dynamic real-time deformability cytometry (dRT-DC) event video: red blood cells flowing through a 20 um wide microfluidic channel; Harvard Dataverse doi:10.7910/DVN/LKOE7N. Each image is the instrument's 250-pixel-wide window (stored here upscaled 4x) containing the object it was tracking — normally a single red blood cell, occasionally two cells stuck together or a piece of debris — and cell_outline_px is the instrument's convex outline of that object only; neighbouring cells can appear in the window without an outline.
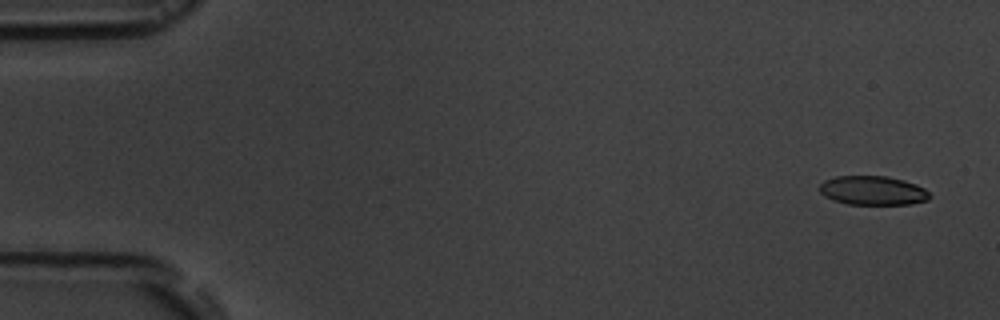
{"species": "common noctule bat (a hibernating species)", "species_latin": "Nyctalus noctula", "temperature_condition": "room temperature", "stored_images_in_passage": 5, "camera_frame_rate_fps": 3000, "um_per_image_px": 0.085, "animal": {"sex": "male", "body_mass_g": 19.5, "forearm_length_mm": 54.6}, "frame": {"image": 1, "passage_image": 1, "time_ms": 0.0, "image_size_px": [1000, 320], "cell_outline_px": [[932, 196], [928, 200], [912, 204], [848, 204], [832, 200], [824, 196], [820, 192], [820, 184], [824, 180], [836, 176], [888, 176], [904, 180], [916, 184], [924, 188]], "centroid_in_image_um": [74.2, 16.19], "position_along_channel_um": 10.8, "area_um2": 18.79}}
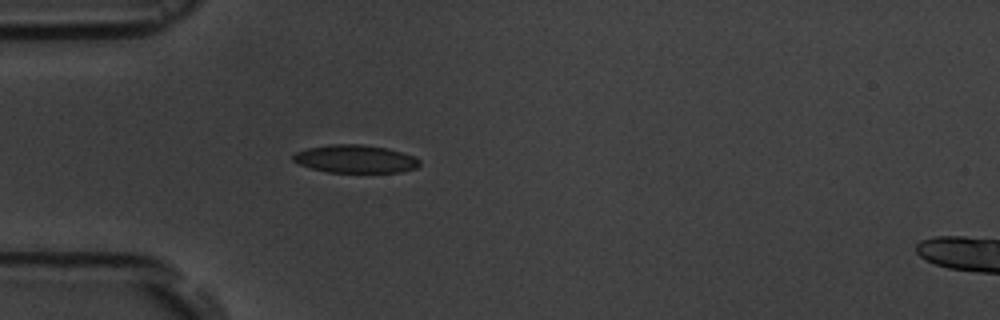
{"frame": {"image": 2, "passage_image": 5, "time_ms": 4.667, "image_size_px": [1000, 320], "cell_outline_px": [[420, 164], [416, 168], [400, 172], [328, 172], [312, 168], [300, 164], [292, 160], [292, 156], [296, 152], [304, 148], [328, 144], [360, 144], [384, 148], [400, 152], [412, 156], [420, 160]], "centroid_in_image_um": [30.15, 13.5], "position_along_channel_um": 54.8, "area_um2": 20.46}}